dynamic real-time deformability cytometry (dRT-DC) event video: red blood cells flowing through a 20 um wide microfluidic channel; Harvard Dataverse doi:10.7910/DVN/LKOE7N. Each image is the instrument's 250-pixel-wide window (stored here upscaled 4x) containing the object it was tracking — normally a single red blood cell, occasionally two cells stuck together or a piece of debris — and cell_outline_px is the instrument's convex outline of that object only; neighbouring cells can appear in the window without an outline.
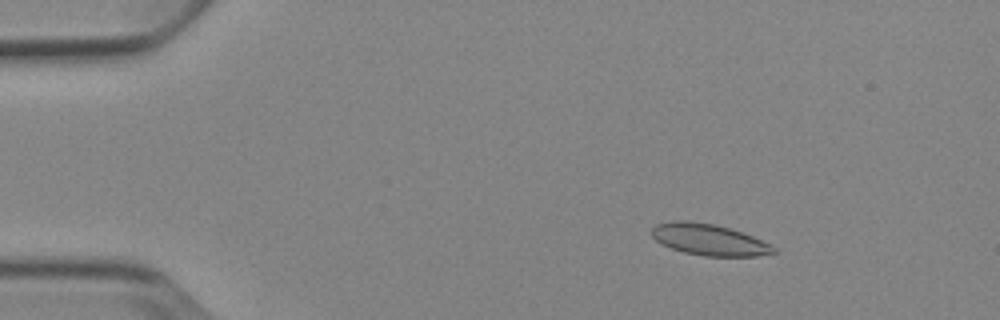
{"species": "Egyptian fruit bat (a non-hibernating species)", "species_latin": "Rousettus aegyptiacus", "temperature_condition": "cold", "stored_images_in_passage": 5, "camera_frame_rate_fps": 3000, "um_per_image_px": 0.085, "animal": {"sex": "female"}, "frame": {"image": 1, "passage_image": 3, "time_ms": 2.333, "image_size_px": [1000, 320], "cell_outline_px": [[776, 252], [756, 256], [704, 256], [684, 252], [672, 248], [656, 240], [652, 236], [652, 228], [656, 224], [672, 220], [688, 220], [716, 224], [752, 236], [776, 248]], "centroid_in_image_um": [60.23, 20.36], "position_along_channel_um": 24.8, "area_um2": 22.02}}